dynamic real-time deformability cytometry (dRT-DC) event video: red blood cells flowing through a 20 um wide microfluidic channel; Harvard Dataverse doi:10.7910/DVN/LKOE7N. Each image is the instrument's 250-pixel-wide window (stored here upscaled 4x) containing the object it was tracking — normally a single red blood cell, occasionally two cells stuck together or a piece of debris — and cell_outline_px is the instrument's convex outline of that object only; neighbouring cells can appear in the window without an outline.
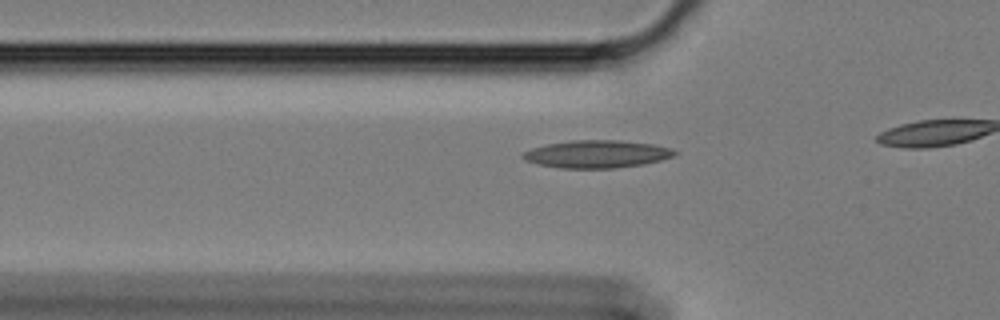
{"species": "Egyptian fruit bat (a non-hibernating species)", "species_latin": "Rousettus aegyptiacus", "temperature_condition": "cold", "stored_images_in_passage": 22, "camera_frame_rate_fps": 3000, "um_per_image_px": 0.085, "animal": {"sex": "female"}, "frame": {"image": 1, "passage_image": 16, "time_ms": 5.0, "image_size_px": [1000, 320], "cell_outline_px": [[680, 152], [672, 156], [660, 160], [644, 164], [616, 168], [560, 168], [536, 164], [524, 160], [520, 156], [520, 152], [532, 148], [548, 144], [572, 140], [620, 140], [652, 144], [672, 148]], "centroid_in_image_um": [50.7, 13.1], "position_along_channel_um": 75.1, "area_um2": 24.62}}